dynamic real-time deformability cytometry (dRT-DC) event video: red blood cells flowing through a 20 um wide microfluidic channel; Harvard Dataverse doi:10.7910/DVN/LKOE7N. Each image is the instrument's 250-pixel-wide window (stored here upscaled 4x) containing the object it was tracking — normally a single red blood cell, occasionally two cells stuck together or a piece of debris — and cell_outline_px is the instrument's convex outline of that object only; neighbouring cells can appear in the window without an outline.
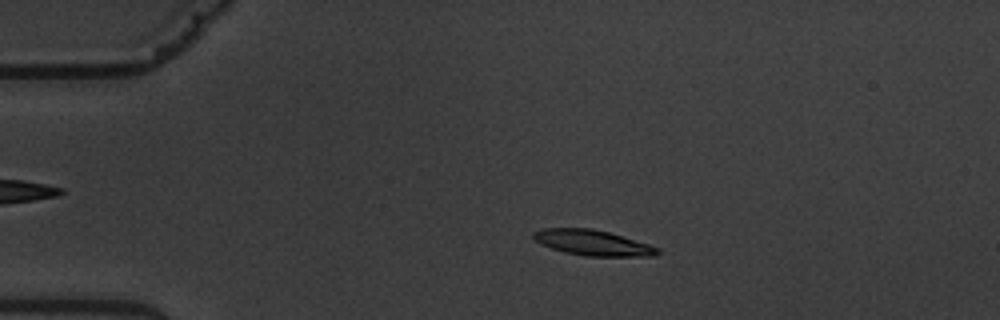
{"species": "common noctule bat (a hibernating species)", "species_latin": "Nyctalus noctula", "temperature_condition": "warm", "stored_images_in_passage": 5, "camera_frame_rate_fps": 3000, "um_per_image_px": 0.085, "animal": {"sex": "male", "body_mass_g": 19.5, "forearm_length_mm": 54.6}, "frame": {"image": 1, "passage_image": 3, "time_ms": 2.333, "image_size_px": [1000, 320], "cell_outline_px": [[660, 252], [652, 256], [584, 256], [564, 252], [540, 244], [532, 236], [532, 232], [544, 228], [592, 228], [608, 232], [648, 244], [660, 248]], "centroid_in_image_um": [50.35, 20.63], "position_along_channel_um": 34.6, "area_um2": 18.32}}
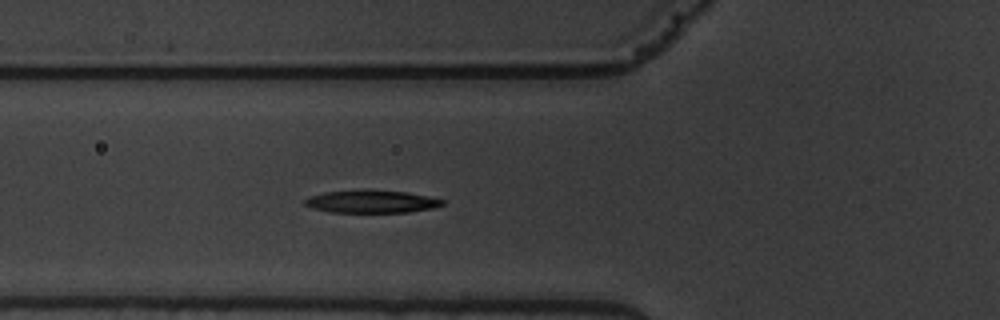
{"frame": {"image": 2, "passage_image": 5, "time_ms": 5.333, "image_size_px": [1000, 320], "cell_outline_px": [[444, 204], [436, 208], [408, 212], [332, 212], [312, 208], [304, 204], [304, 200], [308, 196], [324, 192], [360, 188], [372, 188], [408, 192], [428, 196], [444, 200]], "centroid_in_image_um": [31.57, 17.1], "position_along_channel_um": 94.2, "area_um2": 18.84}}